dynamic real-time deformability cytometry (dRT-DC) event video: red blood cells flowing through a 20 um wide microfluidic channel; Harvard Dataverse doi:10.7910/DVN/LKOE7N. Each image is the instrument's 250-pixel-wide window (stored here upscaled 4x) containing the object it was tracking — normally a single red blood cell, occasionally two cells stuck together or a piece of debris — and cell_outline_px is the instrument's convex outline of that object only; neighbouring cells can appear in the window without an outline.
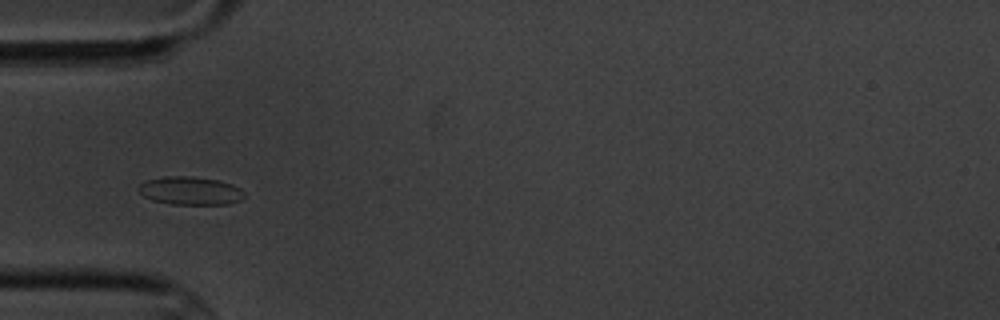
{"species": "common noctule bat (a hibernating species)", "species_latin": "Nyctalus noctula", "temperature_condition": "cold", "stored_images_in_passage": 2, "camera_frame_rate_fps": 3000, "um_per_image_px": 0.085, "animal": {"sex": "male", "body_mass_g": 20.1, "forearm_length_mm": 53.5}, "frame": {"image": 1, "passage_image": 2, "time_ms": 1.333, "image_size_px": [1000, 320], "cell_outline_px": [[244, 196], [240, 200], [228, 204], [172, 204], [152, 200], [144, 196], [136, 188], [144, 180], [164, 176], [192, 176], [220, 180], [232, 184], [240, 188], [244, 192]], "centroid_in_image_um": [16.16, 16.2], "position_along_channel_um": 68.8, "area_um2": 17.51}}